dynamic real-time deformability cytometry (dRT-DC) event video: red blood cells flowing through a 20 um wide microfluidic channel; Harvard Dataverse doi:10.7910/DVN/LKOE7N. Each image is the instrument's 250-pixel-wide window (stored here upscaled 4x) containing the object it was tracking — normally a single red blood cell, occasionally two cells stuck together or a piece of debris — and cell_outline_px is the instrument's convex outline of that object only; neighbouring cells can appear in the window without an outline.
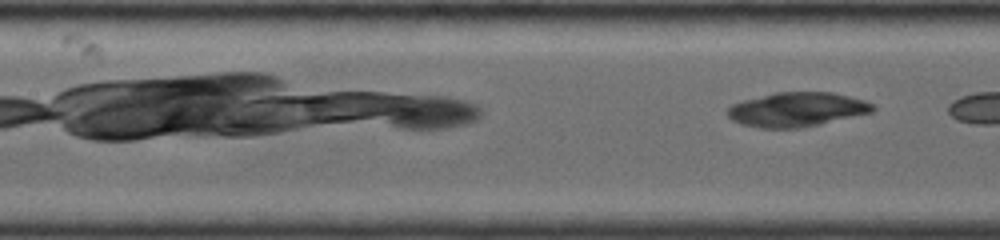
{"species": "common noctule bat (a hibernating species)", "species_latin": "Nyctalus noctula", "temperature_condition": "room temperature", "stored_images_in_passage": 5, "camera_frame_rate_fps": 4000, "um_per_image_px": 0.085, "animal": {"sex": "female", "body_mass_g": 19.0, "forearm_length_mm": 56.7}, "frame": {"image": 1, "passage_image": 5, "time_ms": 4.25, "image_size_px": [1000, 240], "cell_outline_px": [[876, 108], [872, 112], [804, 128], [760, 128], [740, 124], [732, 120], [724, 112], [732, 104], [744, 100], [776, 92], [832, 92], [864, 100], [872, 104]], "centroid_in_image_um": [67.71, 9.31], "position_along_channel_um": 139.7, "area_um2": 29.13}}